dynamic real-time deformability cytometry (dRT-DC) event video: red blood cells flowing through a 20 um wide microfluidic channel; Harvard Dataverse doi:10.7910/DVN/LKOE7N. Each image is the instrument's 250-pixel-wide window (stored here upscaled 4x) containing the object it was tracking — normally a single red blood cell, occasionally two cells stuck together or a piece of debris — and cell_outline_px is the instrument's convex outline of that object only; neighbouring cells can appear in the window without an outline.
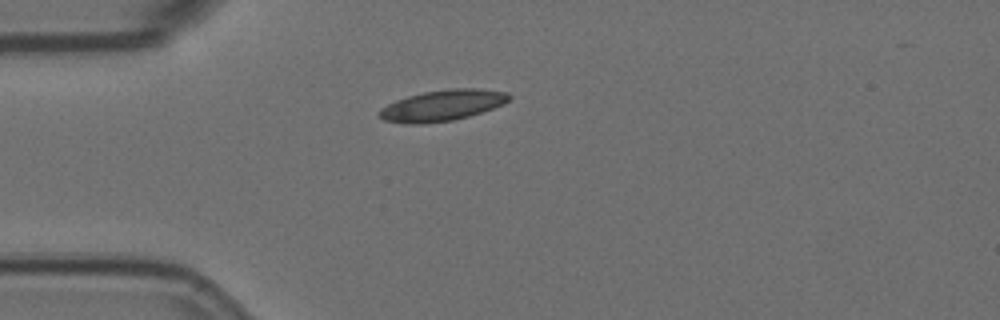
{"species": "Egyptian fruit bat (a non-hibernating species)", "species_latin": "Rousettus aegyptiacus", "temperature_condition": "room temperature", "stored_images_in_passage": 1, "camera_frame_rate_fps": 3000, "um_per_image_px": 0.085, "animal": {"sex": "female"}, "frame": {"image": 1, "passage_image": 1, "time_ms": 0.0, "image_size_px": [1000, 320], "cell_outline_px": [[512, 96], [504, 104], [468, 116], [452, 120], [416, 124], [408, 124], [384, 120], [376, 116], [376, 112], [380, 108], [396, 100], [408, 96], [424, 92], [452, 88], [476, 88], [508, 92]], "centroid_in_image_um": [37.56, 8.95], "position_along_channel_um": 47.4, "area_um2": 23.35}}